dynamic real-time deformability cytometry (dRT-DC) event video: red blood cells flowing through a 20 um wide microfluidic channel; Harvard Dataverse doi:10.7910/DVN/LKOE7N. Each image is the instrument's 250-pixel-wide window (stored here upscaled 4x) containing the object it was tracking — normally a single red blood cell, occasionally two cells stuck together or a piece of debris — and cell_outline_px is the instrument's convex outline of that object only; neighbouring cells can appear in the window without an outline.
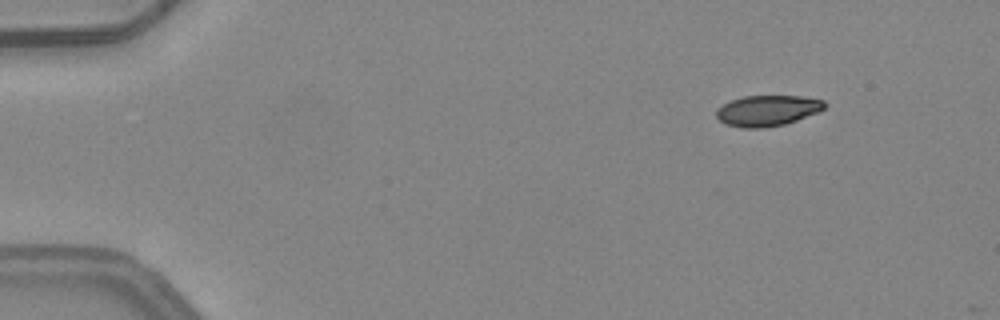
{"species": "common noctule bat (a hibernating species)", "species_latin": "Nyctalus noctula", "temperature_condition": "warm", "stored_images_in_passage": 2, "camera_frame_rate_fps": 3000, "um_per_image_px": 0.085, "animal": {"sex": "female", "body_mass_g": 24.6, "forearm_length_mm": 56.2}, "frame": {"image": 1, "passage_image": 2, "time_ms": 0.333, "image_size_px": [1000, 320], "cell_outline_px": [[828, 104], [824, 108], [816, 112], [796, 120], [784, 124], [764, 128], [744, 128], [724, 124], [716, 116], [716, 108], [728, 100], [744, 96], [800, 96], [824, 100]], "centroid_in_image_um": [65.18, 9.39], "position_along_channel_um": 19.8, "area_um2": 19.48}}